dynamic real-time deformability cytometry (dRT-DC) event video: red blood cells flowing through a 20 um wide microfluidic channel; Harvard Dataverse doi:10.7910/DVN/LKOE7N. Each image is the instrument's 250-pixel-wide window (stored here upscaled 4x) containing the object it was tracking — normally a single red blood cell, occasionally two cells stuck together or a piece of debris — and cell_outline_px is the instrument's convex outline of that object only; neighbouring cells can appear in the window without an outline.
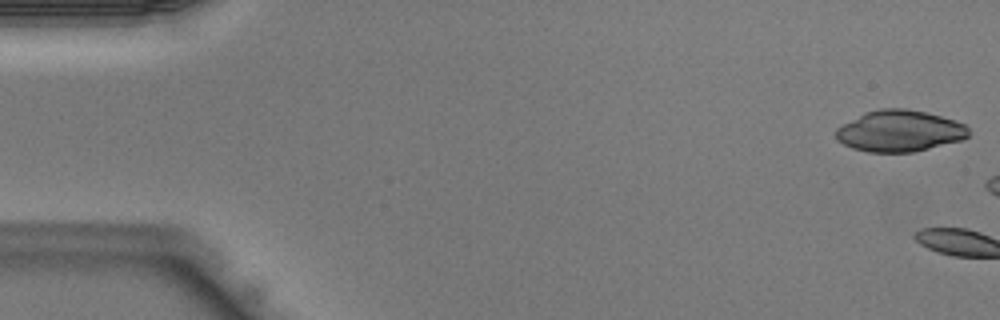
{"species": "Egyptian fruit bat (a non-hibernating species)", "species_latin": "Rousettus aegyptiacus", "temperature_condition": "warm", "stored_images_in_passage": 3, "camera_frame_rate_fps": 3000, "um_per_image_px": 0.085, "animal": {"sex": "male"}, "frame": {"image": 1, "passage_image": 1, "time_ms": 0.0, "image_size_px": [1000, 320], "cell_outline_px": [[968, 136], [960, 140], [912, 152], [868, 152], [852, 148], [836, 140], [836, 128], [864, 112], [880, 108], [908, 108], [956, 120], [964, 124], [968, 128]], "centroid_in_image_um": [76.43, 11.12], "position_along_channel_um": 8.6, "area_um2": 31.85}}